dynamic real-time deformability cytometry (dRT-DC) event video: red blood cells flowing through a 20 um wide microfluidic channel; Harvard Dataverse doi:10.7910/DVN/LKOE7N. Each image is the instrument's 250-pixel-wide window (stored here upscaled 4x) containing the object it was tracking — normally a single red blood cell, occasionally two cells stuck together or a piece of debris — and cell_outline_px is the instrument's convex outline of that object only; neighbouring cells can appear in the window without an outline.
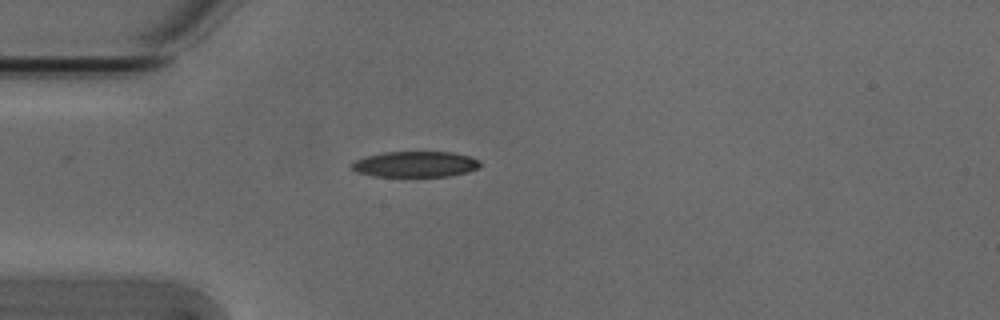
{"species": "Egyptian fruit bat (a non-hibernating species)", "species_latin": "Rousettus aegyptiacus", "temperature_condition": "cold", "stored_images_in_passage": 2, "camera_frame_rate_fps": 3000, "um_per_image_px": 0.085, "animal": {"sex": "male"}, "frame": {"image": 1, "passage_image": 1, "time_ms": 0.0, "image_size_px": [1000, 320], "cell_outline_px": [[480, 168], [468, 172], [448, 176], [372, 176], [356, 172], [352, 168], [352, 164], [356, 160], [368, 156], [384, 152], [452, 152], [468, 156], [480, 160]], "centroid_in_image_um": [35.34, 13.96], "position_along_channel_um": 49.7, "area_um2": 19.19}}